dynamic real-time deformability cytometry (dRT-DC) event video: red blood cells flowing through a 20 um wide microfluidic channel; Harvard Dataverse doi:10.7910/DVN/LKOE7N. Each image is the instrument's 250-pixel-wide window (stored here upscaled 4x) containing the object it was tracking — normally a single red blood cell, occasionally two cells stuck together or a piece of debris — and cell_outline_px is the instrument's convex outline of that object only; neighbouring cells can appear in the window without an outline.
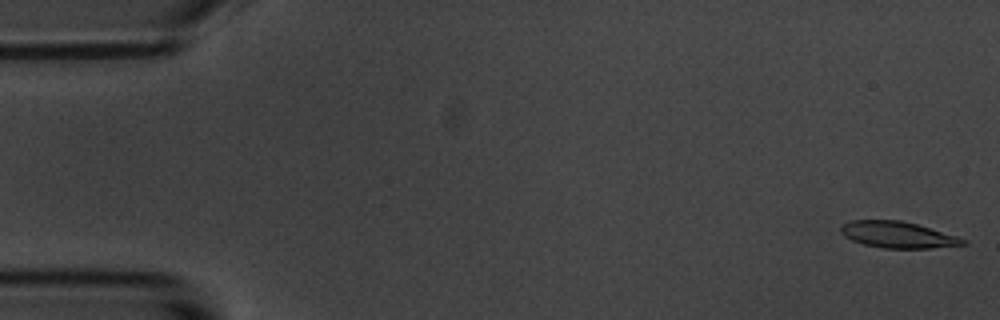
{"species": "common noctule bat (a hibernating species)", "species_latin": "Nyctalus noctula", "temperature_condition": "room temperature", "stored_images_in_passage": 55, "camera_frame_rate_fps": 3000, "um_per_image_px": 0.085, "animal": {"sex": "male", "body_mass_g": 20.1, "forearm_length_mm": 53.5}, "frame": {"image": 1, "passage_image": 1, "time_ms": 0.0, "image_size_px": [1000, 320], "cell_outline_px": [[968, 244], [932, 248], [884, 248], [864, 244], [852, 240], [844, 236], [840, 232], [840, 224], [852, 220], [900, 220], [916, 224], [956, 236], [968, 240]], "centroid_in_image_um": [76.29, 19.95], "position_along_channel_um": 8.7, "area_um2": 18.73}}
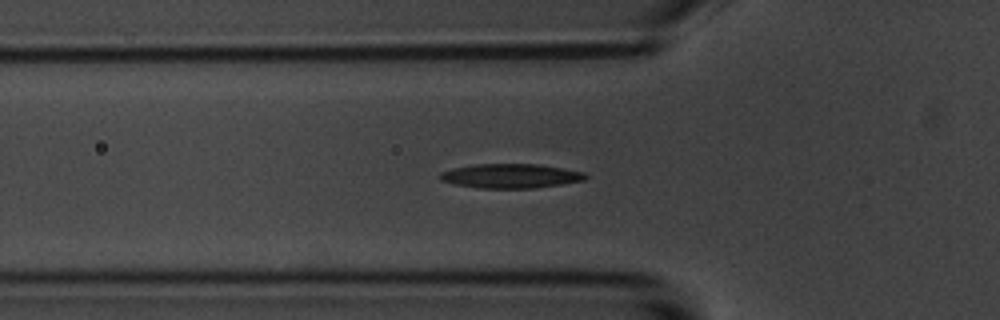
{"frame": {"image": 2, "passage_image": 18, "time_ms": 5.667, "image_size_px": [1000, 320], "cell_outline_px": [[588, 176], [584, 180], [560, 184], [532, 188], [480, 188], [456, 184], [440, 180], [436, 176], [440, 172], [452, 168], [476, 164], [536, 164], [584, 172]], "centroid_in_image_um": [43.34, 14.95], "position_along_channel_um": 82.5, "area_um2": 20.46}}
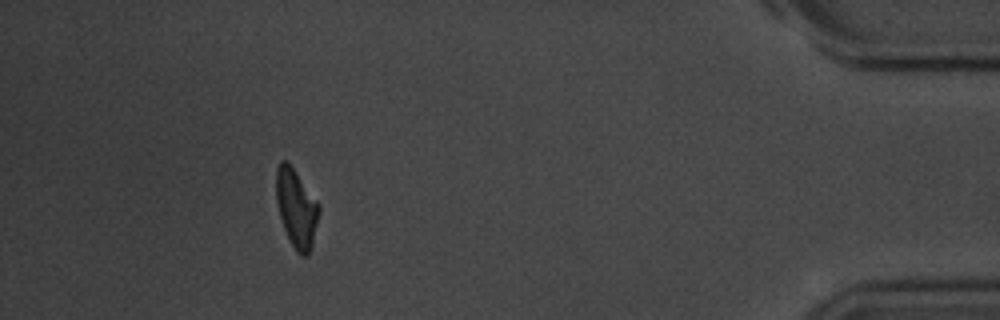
{"frame": {"image": 3, "passage_image": 50, "time_ms": 16.333, "image_size_px": [1000, 320], "cell_outline_px": [[320, 212], [312, 248], [308, 256], [300, 256], [296, 252], [284, 228], [280, 216], [276, 200], [276, 168], [280, 160], [288, 160], [320, 204]], "centroid_in_image_um": [25.21, 17.68], "position_along_channel_um": 410.0, "area_um2": 19.88}, "authors_computed_cell_mechanics": {"area_um2": 19.8832, "velocity_mm_per_s": 3.607, "shape_relaxation_time_tau1_ms": 2.9361, "shape_relaxation_time_tau2_ms": 5.2356, "deformation_change_tau1": 0.1254, "deformation_change_tau2": 0.1562}}